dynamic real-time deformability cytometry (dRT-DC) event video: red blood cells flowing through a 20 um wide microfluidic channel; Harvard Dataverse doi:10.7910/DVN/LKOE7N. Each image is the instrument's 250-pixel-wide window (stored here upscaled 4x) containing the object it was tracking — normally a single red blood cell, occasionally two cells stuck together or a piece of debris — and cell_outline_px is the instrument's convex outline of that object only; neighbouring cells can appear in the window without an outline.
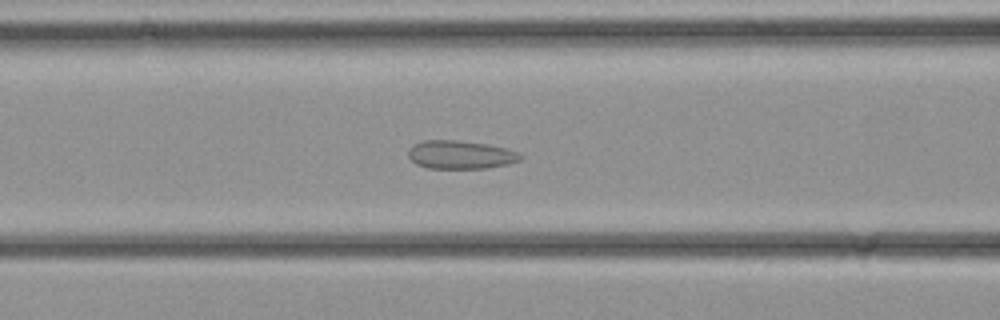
{"species": "common noctule bat (a hibernating species)", "species_latin": "Nyctalus noctula", "temperature_condition": "cold", "stored_images_in_passage": 37, "segment_of_instrument_passage": [1, 2], "camera_frame_rate_fps": 3000, "um_per_image_px": 0.085, "animal": {"sex": "female", "body_mass_g": 21.9}, "frame": {"image": 1, "passage_image": 15, "time_ms": 4.667, "image_size_px": [1000, 320], "cell_outline_px": [[524, 156], [520, 160], [508, 164], [488, 168], [428, 168], [416, 164], [408, 156], [408, 148], [412, 144], [424, 140], [456, 140], [488, 144], [520, 152]], "centroid_in_image_um": [39.14, 13.14], "position_along_channel_um": 127.5, "area_um2": 18.67}}
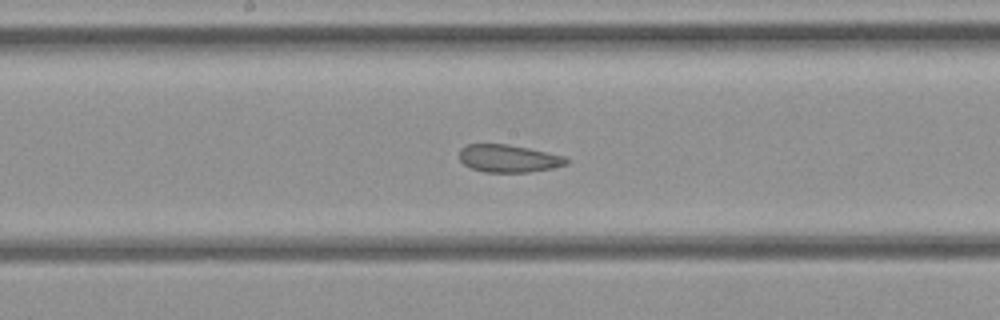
{"frame": {"image": 2, "passage_image": 19, "time_ms": 6.0, "image_size_px": [1000, 320], "cell_outline_px": [[568, 164], [552, 168], [528, 172], [484, 172], [472, 168], [464, 164], [460, 160], [460, 148], [464, 144], [508, 144], [528, 148], [564, 156], [568, 160]], "centroid_in_image_um": [43.2, 13.46], "position_along_channel_um": 205.0, "area_um2": 17.17}}
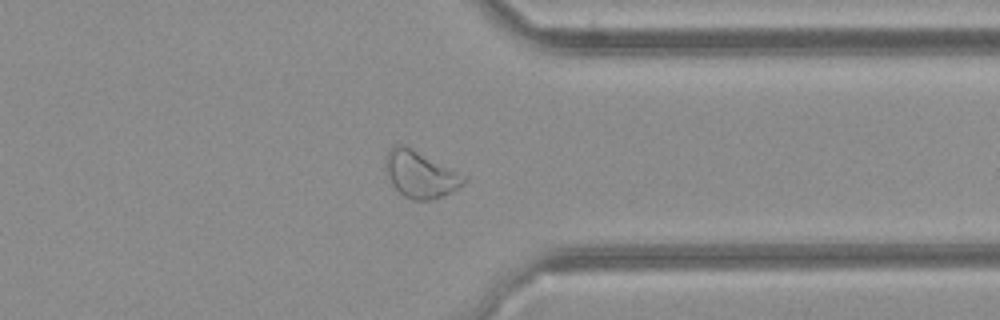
{"frame": {"image": 3, "passage_image": 28, "time_ms": 9.0, "image_size_px": [1000, 320], "cell_outline_px": [[468, 180], [464, 184], [452, 192], [428, 200], [412, 200], [404, 196], [392, 184], [384, 168], [384, 160], [392, 144], [404, 144], [468, 176]], "centroid_in_image_um": [35.73, 14.8], "position_along_channel_um": 375.7, "area_um2": 21.5}}